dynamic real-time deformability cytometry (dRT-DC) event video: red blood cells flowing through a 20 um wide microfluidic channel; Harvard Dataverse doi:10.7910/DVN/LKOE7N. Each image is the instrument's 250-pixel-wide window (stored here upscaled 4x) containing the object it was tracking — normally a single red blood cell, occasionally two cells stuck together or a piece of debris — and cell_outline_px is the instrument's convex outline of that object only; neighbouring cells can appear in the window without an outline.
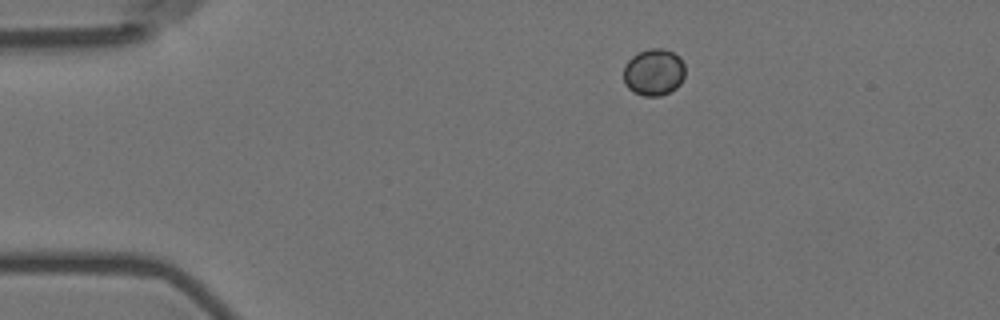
{"species": "Egyptian fruit bat (a non-hibernating species)", "species_latin": "Rousettus aegyptiacus", "temperature_condition": "room temperature", "stored_images_in_passage": 3, "camera_frame_rate_fps": 3000, "um_per_image_px": 0.085, "animal": {"sex": "female"}, "frame": {"image": 1, "passage_image": 1, "time_ms": 0.0, "image_size_px": [1000, 320], "cell_outline_px": [[684, 76], [680, 84], [676, 88], [660, 96], [644, 96], [632, 92], [624, 84], [624, 64], [632, 56], [648, 48], [664, 48], [680, 56], [684, 64]], "centroid_in_image_um": [55.56, 6.13], "position_along_channel_um": 29.4, "area_um2": 16.99}}